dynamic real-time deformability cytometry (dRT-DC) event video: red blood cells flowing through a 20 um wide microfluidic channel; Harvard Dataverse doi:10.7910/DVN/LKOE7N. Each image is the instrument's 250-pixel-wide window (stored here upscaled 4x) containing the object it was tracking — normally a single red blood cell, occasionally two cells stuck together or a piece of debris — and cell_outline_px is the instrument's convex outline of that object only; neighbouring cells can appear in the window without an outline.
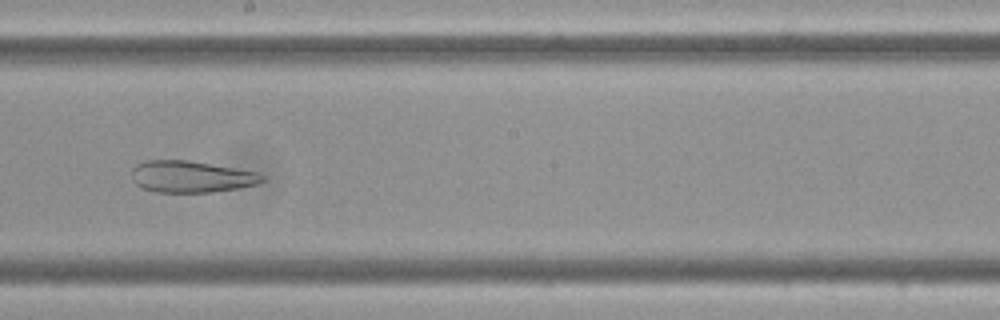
{"species": "Egyptian fruit bat (a non-hibernating species)", "species_latin": "Rousettus aegyptiacus", "temperature_condition": "cold", "stored_images_in_passage": 46, "camera_frame_rate_fps": 3000, "um_per_image_px": 0.085, "frame": {"image": 1, "passage_image": 21, "time_ms": 6.667, "image_size_px": [1000, 320], "cell_outline_px": [[264, 180], [256, 184], [240, 188], [212, 192], [156, 192], [144, 188], [136, 184], [132, 180], [132, 168], [136, 164], [144, 160], [188, 160], [256, 172], [264, 176]], "centroid_in_image_um": [16.22, 15.01], "position_along_channel_um": 232.0, "area_um2": 23.99}}
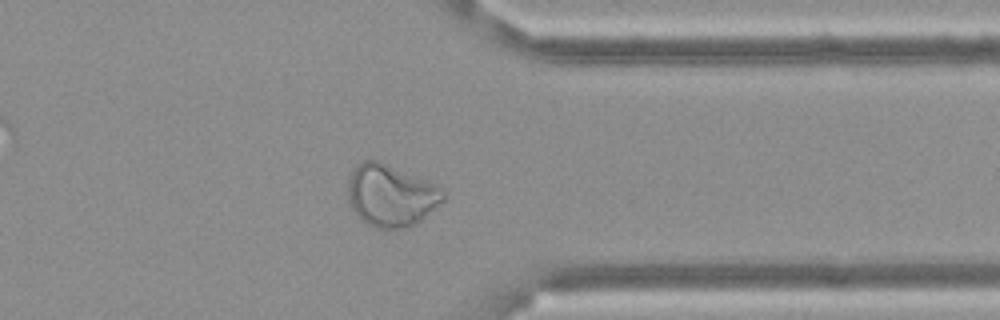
{"frame": {"image": 2, "passage_image": 34, "time_ms": 11.0, "image_size_px": [1000, 320], "cell_outline_px": [[444, 200], [416, 224], [408, 228], [376, 228], [368, 224], [348, 204], [348, 180], [352, 168], [356, 164], [364, 160], [376, 160], [444, 188]], "centroid_in_image_um": [33.2, 16.62], "position_along_channel_um": 378.2, "area_um2": 34.1}}
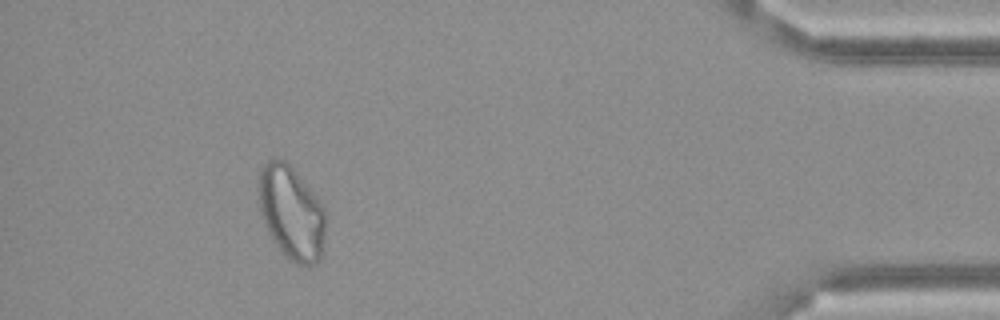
{"frame": {"image": 3, "passage_image": 41, "time_ms": 13.333, "image_size_px": [1000, 320], "cell_outline_px": [[324, 252], [316, 264], [296, 264], [288, 260], [276, 244], [268, 232], [260, 212], [256, 184], [260, 168], [268, 160], [284, 160], [292, 168], [312, 192], [324, 208]], "centroid_in_image_um": [24.73, 18.1], "position_along_channel_um": 410.5, "area_um2": 36.47}}